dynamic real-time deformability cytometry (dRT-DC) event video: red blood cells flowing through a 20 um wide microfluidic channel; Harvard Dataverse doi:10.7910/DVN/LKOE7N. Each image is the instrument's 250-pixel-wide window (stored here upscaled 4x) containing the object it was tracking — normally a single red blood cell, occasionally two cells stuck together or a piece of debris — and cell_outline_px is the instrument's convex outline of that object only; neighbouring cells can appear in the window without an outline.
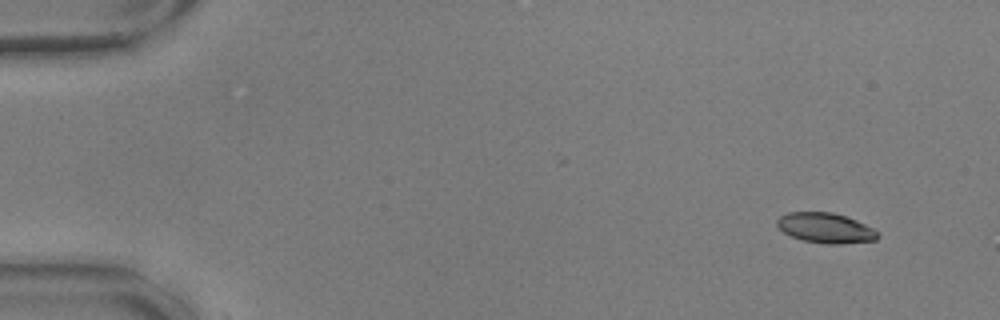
{"species": "common noctule bat (a hibernating species)", "species_latin": "Nyctalus noctula", "temperature_condition": "warm", "stored_images_in_passage": 41, "camera_frame_rate_fps": 3000, "um_per_image_px": 0.085, "animal": {"sex": "male", "body_mass_g": 17.9, "forearm_length_mm": 54.2}, "frame": {"image": 1, "passage_image": 1, "time_ms": 0.0, "image_size_px": [1000, 320], "cell_outline_px": [[880, 236], [876, 240], [840, 244], [824, 244], [804, 240], [792, 236], [784, 232], [776, 224], [776, 220], [780, 216], [788, 212], [832, 212], [856, 220], [880, 232]], "centroid_in_image_um": [70.19, 19.38], "position_along_channel_um": 14.8, "area_um2": 17.63}}
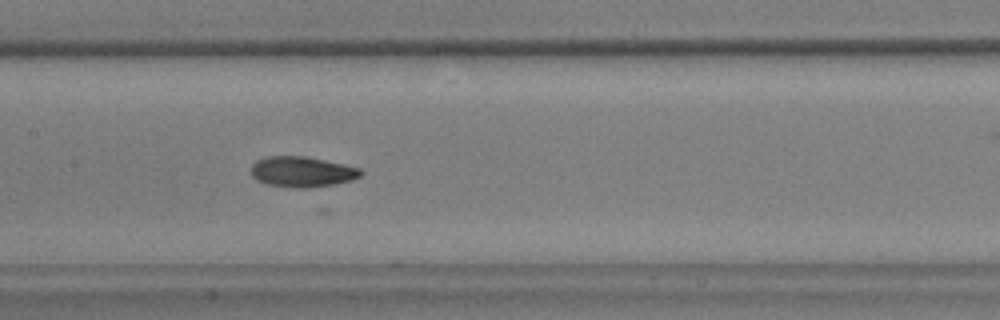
{"frame": {"image": 2, "passage_image": 25, "time_ms": 8.0, "image_size_px": [1000, 320], "cell_outline_px": [[364, 172], [360, 176], [352, 180], [332, 184], [304, 188], [292, 188], [268, 184], [256, 180], [252, 176], [252, 164], [256, 160], [264, 156], [308, 156], [344, 164], [360, 168]], "centroid_in_image_um": [25.67, 14.59], "position_along_channel_um": 181.7, "area_um2": 19.59}}
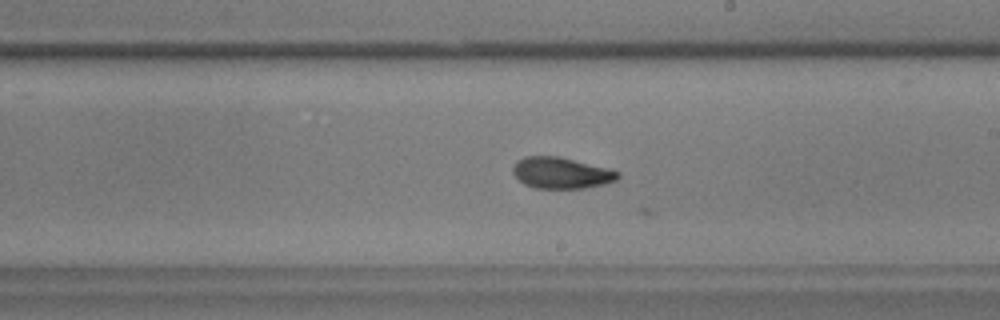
{"frame": {"image": 3, "passage_image": 30, "time_ms": 9.667, "image_size_px": [1000, 320], "cell_outline_px": [[620, 176], [616, 180], [604, 184], [584, 188], [536, 188], [524, 184], [512, 172], [512, 168], [516, 160], [524, 156], [560, 156], [608, 168], [620, 172]], "centroid_in_image_um": [47.7, 14.68], "position_along_channel_um": 241.3, "area_um2": 19.19}}